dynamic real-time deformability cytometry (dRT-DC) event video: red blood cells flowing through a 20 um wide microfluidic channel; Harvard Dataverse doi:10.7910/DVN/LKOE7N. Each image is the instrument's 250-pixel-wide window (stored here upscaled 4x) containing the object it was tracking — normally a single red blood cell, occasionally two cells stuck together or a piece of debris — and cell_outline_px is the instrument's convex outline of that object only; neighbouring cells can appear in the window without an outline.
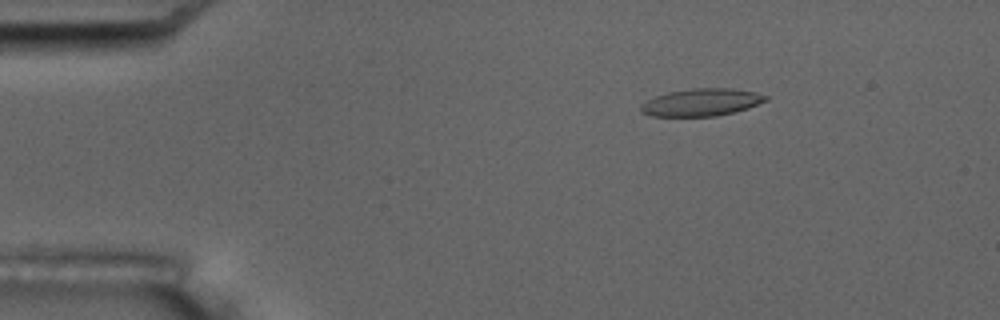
{"species": "common noctule bat (a hibernating species)", "species_latin": "Nyctalus noctula", "temperature_condition": "room temperature", "stored_images_in_passage": 3, "camera_frame_rate_fps": 3000, "um_per_image_px": 0.085, "animal": {"sex": "male", "body_mass_g": 17.5, "forearm_length_mm": 52.3}, "frame": {"image": 1, "passage_image": 1, "time_ms": 0.0, "image_size_px": [1000, 320], "cell_outline_px": [[768, 100], [748, 108], [736, 112], [716, 116], [652, 116], [640, 112], [640, 104], [656, 96], [668, 92], [696, 88], [732, 88], [752, 92], [768, 96]], "centroid_in_image_um": [59.62, 8.7], "position_along_channel_um": 25.4, "area_um2": 19.88}}